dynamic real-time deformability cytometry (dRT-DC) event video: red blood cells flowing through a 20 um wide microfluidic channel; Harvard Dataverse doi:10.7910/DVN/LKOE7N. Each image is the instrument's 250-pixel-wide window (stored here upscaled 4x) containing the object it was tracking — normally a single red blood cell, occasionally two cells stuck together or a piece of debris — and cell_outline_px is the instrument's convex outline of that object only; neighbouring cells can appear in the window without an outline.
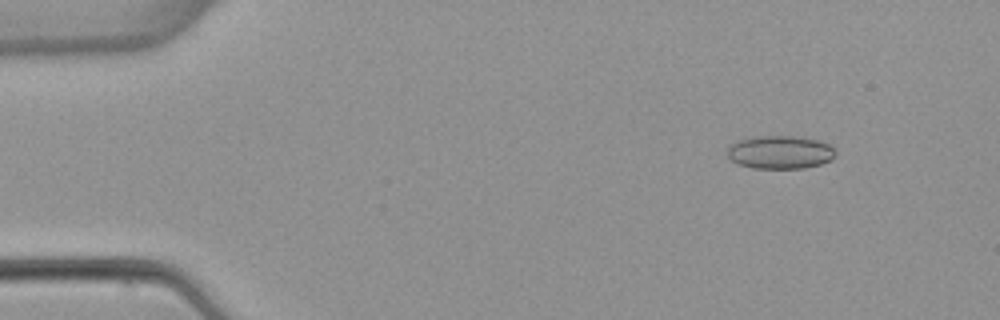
{"species": "common noctule bat (a hibernating species)", "species_latin": "Nyctalus noctula", "temperature_condition": "warm", "stored_images_in_passage": 6, "camera_frame_rate_fps": 3000, "um_per_image_px": 0.085, "animal": {"sex": "female", "body_mass_g": 22.7, "forearm_length_mm": 54.2}, "frame": {"image": 1, "passage_image": 2, "time_ms": 1.0, "image_size_px": [1000, 320], "cell_outline_px": [[836, 156], [832, 160], [820, 164], [804, 168], [752, 168], [736, 164], [728, 156], [728, 144], [752, 136], [792, 136], [816, 140], [828, 144], [836, 148]], "centroid_in_image_um": [66.31, 12.94], "position_along_channel_um": 18.7, "area_um2": 21.1}}
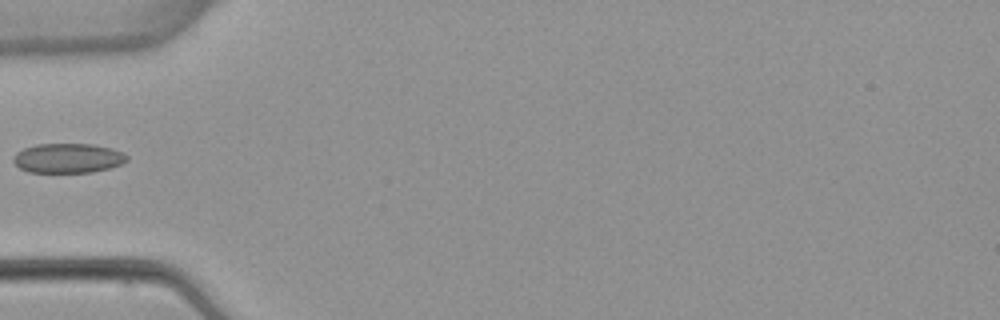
{"frame": {"image": 2, "passage_image": 5, "time_ms": 5.0, "image_size_px": [1000, 320], "cell_outline_px": [[128, 160], [124, 164], [92, 172], [28, 172], [20, 168], [12, 160], [12, 156], [16, 152], [24, 148], [36, 144], [92, 144], [112, 148], [124, 152], [128, 156]], "centroid_in_image_um": [5.79, 13.44], "position_along_channel_um": 79.2, "area_um2": 19.77}}
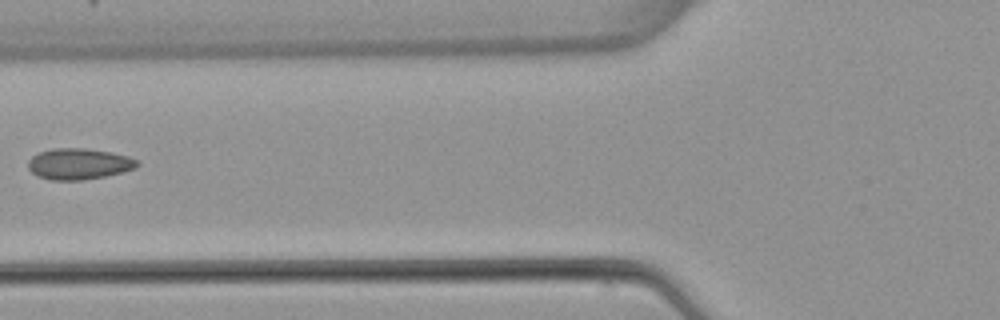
{"frame": {"image": 3, "passage_image": 6, "time_ms": 6.0, "image_size_px": [1000, 320], "cell_outline_px": [[140, 164], [136, 168], [104, 176], [84, 180], [52, 180], [36, 176], [28, 168], [28, 160], [32, 156], [40, 152], [52, 148], [84, 148], [112, 152], [128, 156], [136, 160]], "centroid_in_image_um": [6.68, 13.93], "position_along_channel_um": 119.1, "area_um2": 19.77}}